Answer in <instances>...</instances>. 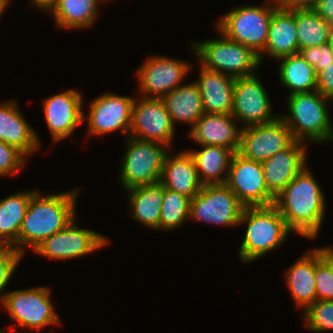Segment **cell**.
<instances>
[{
  "label": "cell",
  "instance_id": "6da1fadb",
  "mask_svg": "<svg viewBox=\"0 0 333 333\" xmlns=\"http://www.w3.org/2000/svg\"><path fill=\"white\" fill-rule=\"evenodd\" d=\"M325 203L324 193L307 166L275 198L274 206L293 233L312 240L324 222Z\"/></svg>",
  "mask_w": 333,
  "mask_h": 333
},
{
  "label": "cell",
  "instance_id": "7a4b0ae2",
  "mask_svg": "<svg viewBox=\"0 0 333 333\" xmlns=\"http://www.w3.org/2000/svg\"><path fill=\"white\" fill-rule=\"evenodd\" d=\"M78 191L73 189L66 193L43 196L36 190L29 201L19 238L13 246L24 255L25 244L34 250L44 239L64 229L77 216L75 205Z\"/></svg>",
  "mask_w": 333,
  "mask_h": 333
},
{
  "label": "cell",
  "instance_id": "3957f363",
  "mask_svg": "<svg viewBox=\"0 0 333 333\" xmlns=\"http://www.w3.org/2000/svg\"><path fill=\"white\" fill-rule=\"evenodd\" d=\"M243 223L247 229L238 252L243 263L252 262L278 248L292 232L274 205L244 207L239 225Z\"/></svg>",
  "mask_w": 333,
  "mask_h": 333
},
{
  "label": "cell",
  "instance_id": "277c9868",
  "mask_svg": "<svg viewBox=\"0 0 333 333\" xmlns=\"http://www.w3.org/2000/svg\"><path fill=\"white\" fill-rule=\"evenodd\" d=\"M289 113L280 117L295 140L324 143L333 140V126L327 106L330 99L317 90L288 96Z\"/></svg>",
  "mask_w": 333,
  "mask_h": 333
},
{
  "label": "cell",
  "instance_id": "5b68a950",
  "mask_svg": "<svg viewBox=\"0 0 333 333\" xmlns=\"http://www.w3.org/2000/svg\"><path fill=\"white\" fill-rule=\"evenodd\" d=\"M218 33L222 38L193 42V52L200 65L234 78L254 75L255 69L261 65L259 55L220 31Z\"/></svg>",
  "mask_w": 333,
  "mask_h": 333
},
{
  "label": "cell",
  "instance_id": "8992f818",
  "mask_svg": "<svg viewBox=\"0 0 333 333\" xmlns=\"http://www.w3.org/2000/svg\"><path fill=\"white\" fill-rule=\"evenodd\" d=\"M268 3L233 8L218 20L217 31L260 55L266 46L272 14L278 7L276 0Z\"/></svg>",
  "mask_w": 333,
  "mask_h": 333
},
{
  "label": "cell",
  "instance_id": "52a82bcc",
  "mask_svg": "<svg viewBox=\"0 0 333 333\" xmlns=\"http://www.w3.org/2000/svg\"><path fill=\"white\" fill-rule=\"evenodd\" d=\"M126 153L122 159L120 182L127 190L131 187L160 182L168 146L127 137Z\"/></svg>",
  "mask_w": 333,
  "mask_h": 333
},
{
  "label": "cell",
  "instance_id": "ba28073f",
  "mask_svg": "<svg viewBox=\"0 0 333 333\" xmlns=\"http://www.w3.org/2000/svg\"><path fill=\"white\" fill-rule=\"evenodd\" d=\"M50 294L46 286L16 289L6 292L1 304L20 328L28 327L39 332L47 325L61 324Z\"/></svg>",
  "mask_w": 333,
  "mask_h": 333
},
{
  "label": "cell",
  "instance_id": "9c48e42d",
  "mask_svg": "<svg viewBox=\"0 0 333 333\" xmlns=\"http://www.w3.org/2000/svg\"><path fill=\"white\" fill-rule=\"evenodd\" d=\"M244 207L226 184L203 185L191 199L189 219L219 226H238Z\"/></svg>",
  "mask_w": 333,
  "mask_h": 333
},
{
  "label": "cell",
  "instance_id": "30bf717a",
  "mask_svg": "<svg viewBox=\"0 0 333 333\" xmlns=\"http://www.w3.org/2000/svg\"><path fill=\"white\" fill-rule=\"evenodd\" d=\"M75 222L76 217L64 229L44 239L32 251L48 259L63 261L84 257L110 242L96 231L78 228Z\"/></svg>",
  "mask_w": 333,
  "mask_h": 333
},
{
  "label": "cell",
  "instance_id": "8fae6325",
  "mask_svg": "<svg viewBox=\"0 0 333 333\" xmlns=\"http://www.w3.org/2000/svg\"><path fill=\"white\" fill-rule=\"evenodd\" d=\"M226 185L245 207L274 205L275 197L268 191L261 162L238 152L232 157Z\"/></svg>",
  "mask_w": 333,
  "mask_h": 333
},
{
  "label": "cell",
  "instance_id": "7c38bea8",
  "mask_svg": "<svg viewBox=\"0 0 333 333\" xmlns=\"http://www.w3.org/2000/svg\"><path fill=\"white\" fill-rule=\"evenodd\" d=\"M191 67L179 59L151 56L136 71L140 83L137 92L144 98H162L182 84Z\"/></svg>",
  "mask_w": 333,
  "mask_h": 333
},
{
  "label": "cell",
  "instance_id": "4fadbf2b",
  "mask_svg": "<svg viewBox=\"0 0 333 333\" xmlns=\"http://www.w3.org/2000/svg\"><path fill=\"white\" fill-rule=\"evenodd\" d=\"M295 141L291 130L279 116L275 120L241 129L238 153L263 162Z\"/></svg>",
  "mask_w": 333,
  "mask_h": 333
},
{
  "label": "cell",
  "instance_id": "5bb4252c",
  "mask_svg": "<svg viewBox=\"0 0 333 333\" xmlns=\"http://www.w3.org/2000/svg\"><path fill=\"white\" fill-rule=\"evenodd\" d=\"M174 127L161 98H135L129 136L170 147L175 137Z\"/></svg>",
  "mask_w": 333,
  "mask_h": 333
},
{
  "label": "cell",
  "instance_id": "9a60e30c",
  "mask_svg": "<svg viewBox=\"0 0 333 333\" xmlns=\"http://www.w3.org/2000/svg\"><path fill=\"white\" fill-rule=\"evenodd\" d=\"M135 97L116 95L113 93L102 94L92 100L89 107L88 135L102 136L111 132H124L129 137L131 126L132 108Z\"/></svg>",
  "mask_w": 333,
  "mask_h": 333
},
{
  "label": "cell",
  "instance_id": "2e32d148",
  "mask_svg": "<svg viewBox=\"0 0 333 333\" xmlns=\"http://www.w3.org/2000/svg\"><path fill=\"white\" fill-rule=\"evenodd\" d=\"M270 97L256 74L235 78L231 115L244 127L275 120Z\"/></svg>",
  "mask_w": 333,
  "mask_h": 333
},
{
  "label": "cell",
  "instance_id": "e0dca14e",
  "mask_svg": "<svg viewBox=\"0 0 333 333\" xmlns=\"http://www.w3.org/2000/svg\"><path fill=\"white\" fill-rule=\"evenodd\" d=\"M82 105L83 95L75 89L44 99V117L54 141L68 138L84 122Z\"/></svg>",
  "mask_w": 333,
  "mask_h": 333
},
{
  "label": "cell",
  "instance_id": "ac0fdd59",
  "mask_svg": "<svg viewBox=\"0 0 333 333\" xmlns=\"http://www.w3.org/2000/svg\"><path fill=\"white\" fill-rule=\"evenodd\" d=\"M305 144L295 140L289 147L261 162L266 186L275 198L306 167Z\"/></svg>",
  "mask_w": 333,
  "mask_h": 333
},
{
  "label": "cell",
  "instance_id": "d6986e66",
  "mask_svg": "<svg viewBox=\"0 0 333 333\" xmlns=\"http://www.w3.org/2000/svg\"><path fill=\"white\" fill-rule=\"evenodd\" d=\"M230 114L204 113L190 129L189 137L198 145H215L238 152L242 128Z\"/></svg>",
  "mask_w": 333,
  "mask_h": 333
},
{
  "label": "cell",
  "instance_id": "ffe728a7",
  "mask_svg": "<svg viewBox=\"0 0 333 333\" xmlns=\"http://www.w3.org/2000/svg\"><path fill=\"white\" fill-rule=\"evenodd\" d=\"M12 101L0 104V140L15 147L26 158L40 149V139Z\"/></svg>",
  "mask_w": 333,
  "mask_h": 333
},
{
  "label": "cell",
  "instance_id": "44dd1931",
  "mask_svg": "<svg viewBox=\"0 0 333 333\" xmlns=\"http://www.w3.org/2000/svg\"><path fill=\"white\" fill-rule=\"evenodd\" d=\"M160 183L191 199L202 189L195 161L188 150L172 155L167 153Z\"/></svg>",
  "mask_w": 333,
  "mask_h": 333
},
{
  "label": "cell",
  "instance_id": "7402d4cb",
  "mask_svg": "<svg viewBox=\"0 0 333 333\" xmlns=\"http://www.w3.org/2000/svg\"><path fill=\"white\" fill-rule=\"evenodd\" d=\"M296 9L278 6L271 18L265 49L259 55L263 62V53L274 59L299 53L296 35Z\"/></svg>",
  "mask_w": 333,
  "mask_h": 333
},
{
  "label": "cell",
  "instance_id": "603a6c76",
  "mask_svg": "<svg viewBox=\"0 0 333 333\" xmlns=\"http://www.w3.org/2000/svg\"><path fill=\"white\" fill-rule=\"evenodd\" d=\"M199 81L205 113L230 114L233 106L235 78L200 65Z\"/></svg>",
  "mask_w": 333,
  "mask_h": 333
},
{
  "label": "cell",
  "instance_id": "cb8c5ba5",
  "mask_svg": "<svg viewBox=\"0 0 333 333\" xmlns=\"http://www.w3.org/2000/svg\"><path fill=\"white\" fill-rule=\"evenodd\" d=\"M285 275L289 292L295 306L305 311L317 301L315 284V248L308 250L305 255L294 262Z\"/></svg>",
  "mask_w": 333,
  "mask_h": 333
},
{
  "label": "cell",
  "instance_id": "d4e9b609",
  "mask_svg": "<svg viewBox=\"0 0 333 333\" xmlns=\"http://www.w3.org/2000/svg\"><path fill=\"white\" fill-rule=\"evenodd\" d=\"M172 123L176 121L193 127L205 113L199 86L196 82L180 85L161 98Z\"/></svg>",
  "mask_w": 333,
  "mask_h": 333
},
{
  "label": "cell",
  "instance_id": "484cf974",
  "mask_svg": "<svg viewBox=\"0 0 333 333\" xmlns=\"http://www.w3.org/2000/svg\"><path fill=\"white\" fill-rule=\"evenodd\" d=\"M200 146H202V150H189V153L195 161L202 184H226L231 160L235 152L222 146Z\"/></svg>",
  "mask_w": 333,
  "mask_h": 333
},
{
  "label": "cell",
  "instance_id": "4316f807",
  "mask_svg": "<svg viewBox=\"0 0 333 333\" xmlns=\"http://www.w3.org/2000/svg\"><path fill=\"white\" fill-rule=\"evenodd\" d=\"M129 203L132 207L130 213L144 226L159 230V218L164 195V186L160 183L146 184L131 187Z\"/></svg>",
  "mask_w": 333,
  "mask_h": 333
},
{
  "label": "cell",
  "instance_id": "83f0119b",
  "mask_svg": "<svg viewBox=\"0 0 333 333\" xmlns=\"http://www.w3.org/2000/svg\"><path fill=\"white\" fill-rule=\"evenodd\" d=\"M99 1L103 0H56L49 12L61 29H84L96 21Z\"/></svg>",
  "mask_w": 333,
  "mask_h": 333
},
{
  "label": "cell",
  "instance_id": "f1b7e54d",
  "mask_svg": "<svg viewBox=\"0 0 333 333\" xmlns=\"http://www.w3.org/2000/svg\"><path fill=\"white\" fill-rule=\"evenodd\" d=\"M35 190L18 192L0 200V244L13 245Z\"/></svg>",
  "mask_w": 333,
  "mask_h": 333
},
{
  "label": "cell",
  "instance_id": "f546056e",
  "mask_svg": "<svg viewBox=\"0 0 333 333\" xmlns=\"http://www.w3.org/2000/svg\"><path fill=\"white\" fill-rule=\"evenodd\" d=\"M280 83L294 93L311 92L317 88V78L312 67L300 53L281 57Z\"/></svg>",
  "mask_w": 333,
  "mask_h": 333
},
{
  "label": "cell",
  "instance_id": "4dcf8cb0",
  "mask_svg": "<svg viewBox=\"0 0 333 333\" xmlns=\"http://www.w3.org/2000/svg\"><path fill=\"white\" fill-rule=\"evenodd\" d=\"M330 27L331 25L312 8L296 9V35L299 51L328 43Z\"/></svg>",
  "mask_w": 333,
  "mask_h": 333
},
{
  "label": "cell",
  "instance_id": "1f68e13d",
  "mask_svg": "<svg viewBox=\"0 0 333 333\" xmlns=\"http://www.w3.org/2000/svg\"><path fill=\"white\" fill-rule=\"evenodd\" d=\"M190 205L191 198L164 187L159 230L171 231L190 220Z\"/></svg>",
  "mask_w": 333,
  "mask_h": 333
},
{
  "label": "cell",
  "instance_id": "d6a6232c",
  "mask_svg": "<svg viewBox=\"0 0 333 333\" xmlns=\"http://www.w3.org/2000/svg\"><path fill=\"white\" fill-rule=\"evenodd\" d=\"M317 300H333V247L315 248Z\"/></svg>",
  "mask_w": 333,
  "mask_h": 333
},
{
  "label": "cell",
  "instance_id": "836d02e7",
  "mask_svg": "<svg viewBox=\"0 0 333 333\" xmlns=\"http://www.w3.org/2000/svg\"><path fill=\"white\" fill-rule=\"evenodd\" d=\"M303 320L311 332L333 330V300H317L305 311Z\"/></svg>",
  "mask_w": 333,
  "mask_h": 333
},
{
  "label": "cell",
  "instance_id": "e575fe53",
  "mask_svg": "<svg viewBox=\"0 0 333 333\" xmlns=\"http://www.w3.org/2000/svg\"><path fill=\"white\" fill-rule=\"evenodd\" d=\"M22 258L23 255L13 245L0 244V293L6 288ZM4 296L5 293L0 294V303Z\"/></svg>",
  "mask_w": 333,
  "mask_h": 333
},
{
  "label": "cell",
  "instance_id": "d590c367",
  "mask_svg": "<svg viewBox=\"0 0 333 333\" xmlns=\"http://www.w3.org/2000/svg\"><path fill=\"white\" fill-rule=\"evenodd\" d=\"M25 160L19 150L0 140V178L18 173L25 166Z\"/></svg>",
  "mask_w": 333,
  "mask_h": 333
},
{
  "label": "cell",
  "instance_id": "8d00e7d4",
  "mask_svg": "<svg viewBox=\"0 0 333 333\" xmlns=\"http://www.w3.org/2000/svg\"><path fill=\"white\" fill-rule=\"evenodd\" d=\"M302 57L314 67L315 74L321 72L324 66L333 62V48L329 43L307 47L299 52Z\"/></svg>",
  "mask_w": 333,
  "mask_h": 333
},
{
  "label": "cell",
  "instance_id": "74e56055",
  "mask_svg": "<svg viewBox=\"0 0 333 333\" xmlns=\"http://www.w3.org/2000/svg\"><path fill=\"white\" fill-rule=\"evenodd\" d=\"M317 88L323 96L333 100V62L324 66L323 70L316 75Z\"/></svg>",
  "mask_w": 333,
  "mask_h": 333
},
{
  "label": "cell",
  "instance_id": "f35d334b",
  "mask_svg": "<svg viewBox=\"0 0 333 333\" xmlns=\"http://www.w3.org/2000/svg\"><path fill=\"white\" fill-rule=\"evenodd\" d=\"M312 9L328 24L333 25V0H318Z\"/></svg>",
  "mask_w": 333,
  "mask_h": 333
},
{
  "label": "cell",
  "instance_id": "ab89813d",
  "mask_svg": "<svg viewBox=\"0 0 333 333\" xmlns=\"http://www.w3.org/2000/svg\"><path fill=\"white\" fill-rule=\"evenodd\" d=\"M278 6L287 9L313 8L318 0H276Z\"/></svg>",
  "mask_w": 333,
  "mask_h": 333
},
{
  "label": "cell",
  "instance_id": "60d3db41",
  "mask_svg": "<svg viewBox=\"0 0 333 333\" xmlns=\"http://www.w3.org/2000/svg\"><path fill=\"white\" fill-rule=\"evenodd\" d=\"M30 2V4L38 7L40 11L45 10L47 12H50L56 3V0H30Z\"/></svg>",
  "mask_w": 333,
  "mask_h": 333
},
{
  "label": "cell",
  "instance_id": "b9f144b4",
  "mask_svg": "<svg viewBox=\"0 0 333 333\" xmlns=\"http://www.w3.org/2000/svg\"><path fill=\"white\" fill-rule=\"evenodd\" d=\"M10 3V0H0V17L1 14L4 13V11H6V8L8 7Z\"/></svg>",
  "mask_w": 333,
  "mask_h": 333
},
{
  "label": "cell",
  "instance_id": "7bdbcfd3",
  "mask_svg": "<svg viewBox=\"0 0 333 333\" xmlns=\"http://www.w3.org/2000/svg\"><path fill=\"white\" fill-rule=\"evenodd\" d=\"M328 43L333 48V25H331V27H330Z\"/></svg>",
  "mask_w": 333,
  "mask_h": 333
}]
</instances>
